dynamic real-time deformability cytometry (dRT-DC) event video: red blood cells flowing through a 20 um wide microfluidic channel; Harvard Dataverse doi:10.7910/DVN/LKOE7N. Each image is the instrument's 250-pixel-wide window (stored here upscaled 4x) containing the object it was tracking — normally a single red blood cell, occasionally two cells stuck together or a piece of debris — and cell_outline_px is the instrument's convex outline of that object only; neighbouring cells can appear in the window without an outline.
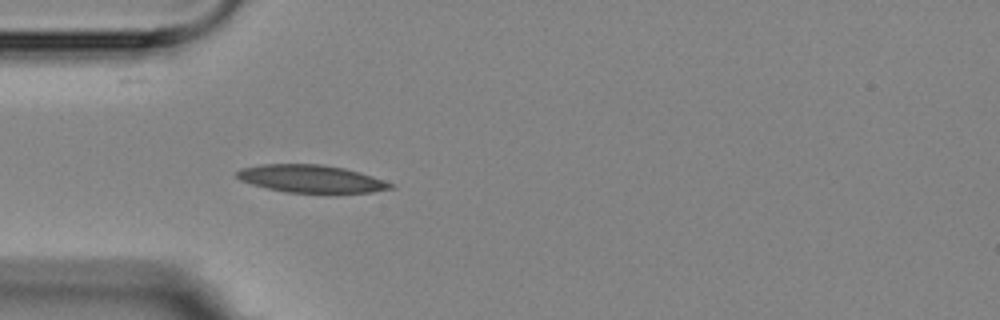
{"species": "Egyptian fruit bat (a non-hibernating species)", "species_latin": "Rousettus aegyptiacus", "temperature_condition": "room temperature", "stored_images_in_passage": 1, "camera_frame_rate_fps": 3000, "um_per_image_px": 0.085, "animal": {"sex": "female"}, "frame": {"image": 1, "passage_image": 1, "time_ms": 0.0, "image_size_px": [1000, 320], "cell_outline_px": [[396, 188], [372, 192], [284, 192], [252, 184], [240, 180], [236, 176], [236, 172], [240, 168], [260, 164], [320, 164], [344, 168], [372, 176], [396, 184]], "centroid_in_image_um": [26.45, 15.19], "position_along_channel_um": 58.6, "area_um2": 24.62}}